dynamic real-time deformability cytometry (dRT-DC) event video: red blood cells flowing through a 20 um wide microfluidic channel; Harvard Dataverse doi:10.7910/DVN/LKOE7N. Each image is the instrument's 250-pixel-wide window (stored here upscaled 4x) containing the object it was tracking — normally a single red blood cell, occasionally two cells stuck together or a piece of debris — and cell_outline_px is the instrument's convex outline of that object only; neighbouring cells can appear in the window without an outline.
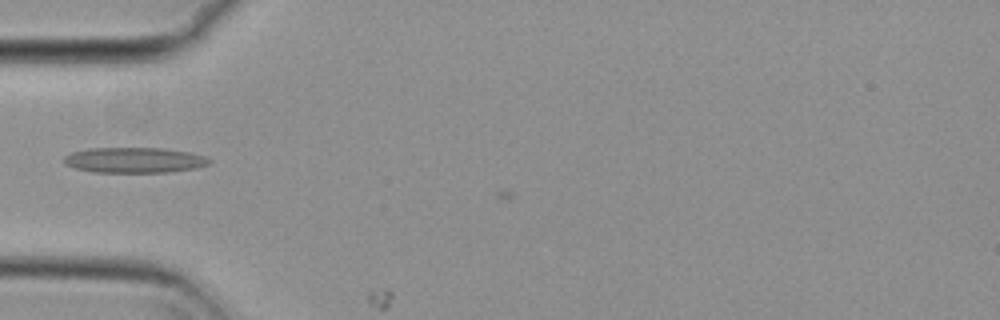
{"species": "common noctule bat (a hibernating species)", "species_latin": "Nyctalus noctula", "temperature_condition": "cold", "stored_images_in_passage": 9, "camera_frame_rate_fps": 3000, "um_per_image_px": 0.085, "animal": {"sex": "female", "body_mass_g": 29.2, "forearm_length_mm": 56.3}, "frame": {"image": 1, "passage_image": 8, "time_ms": 2.333, "image_size_px": [1000, 320], "cell_outline_px": [[212, 160], [208, 164], [196, 168], [168, 172], [92, 172], [76, 168], [64, 164], [64, 156], [72, 152], [88, 148], [164, 148], [192, 152], [204, 156]], "centroid_in_image_um": [11.43, 13.6], "position_along_channel_um": 73.6, "area_um2": 21.62}}